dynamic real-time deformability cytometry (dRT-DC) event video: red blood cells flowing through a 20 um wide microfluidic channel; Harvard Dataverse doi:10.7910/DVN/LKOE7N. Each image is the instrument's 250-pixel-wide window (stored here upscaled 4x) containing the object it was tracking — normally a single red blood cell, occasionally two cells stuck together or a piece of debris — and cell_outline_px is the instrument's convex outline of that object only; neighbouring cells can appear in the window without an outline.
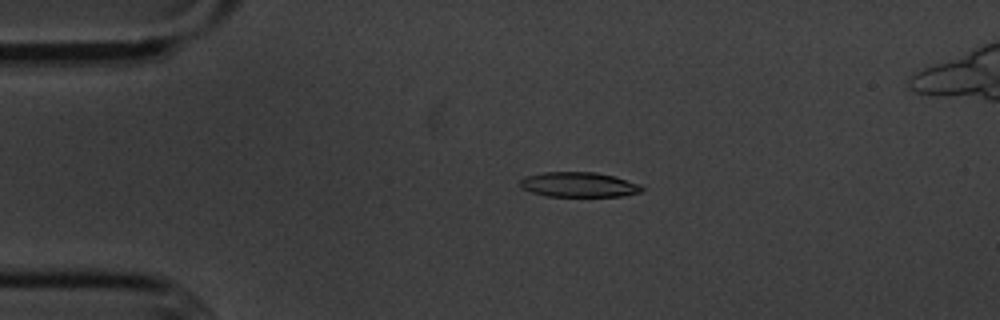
{"species": "common noctule bat (a hibernating species)", "species_latin": "Nyctalus noctula", "temperature_condition": "cold", "stored_images_in_passage": 55, "camera_frame_rate_fps": 3000, "um_per_image_px": 0.085, "animal": {"sex": "male", "body_mass_g": 20.1, "forearm_length_mm": 53.5}, "frame": {"image": 1, "passage_image": 12, "time_ms": 3.667, "image_size_px": [1000, 320], "cell_outline_px": [[644, 188], [640, 192], [624, 196], [544, 196], [520, 188], [520, 180], [524, 176], [544, 172], [596, 172], [612, 176], [640, 184]], "centroid_in_image_um": [49.16, 15.69], "position_along_channel_um": 35.8, "area_um2": 17.69}}
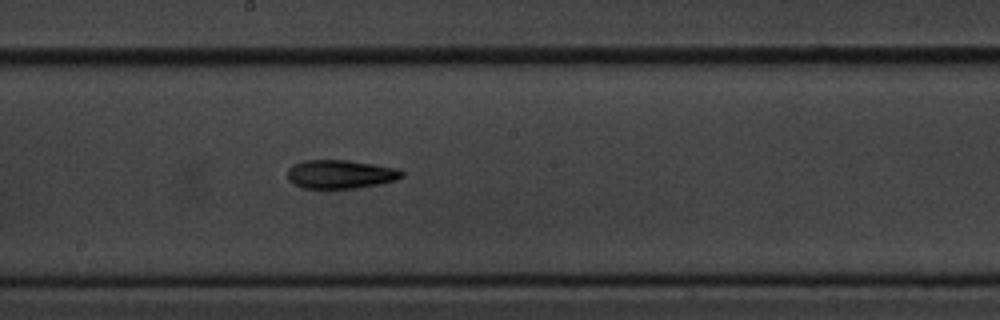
{"frame": {"image": 2, "passage_image": 30, "time_ms": 9.667, "image_size_px": [1000, 320], "cell_outline_px": [[404, 176], [396, 180], [380, 184], [352, 188], [304, 188], [288, 180], [288, 168], [292, 164], [304, 160], [348, 160], [400, 168], [404, 172]], "centroid_in_image_um": [28.97, 14.79], "position_along_channel_um": 219.2, "area_um2": 19.19}}
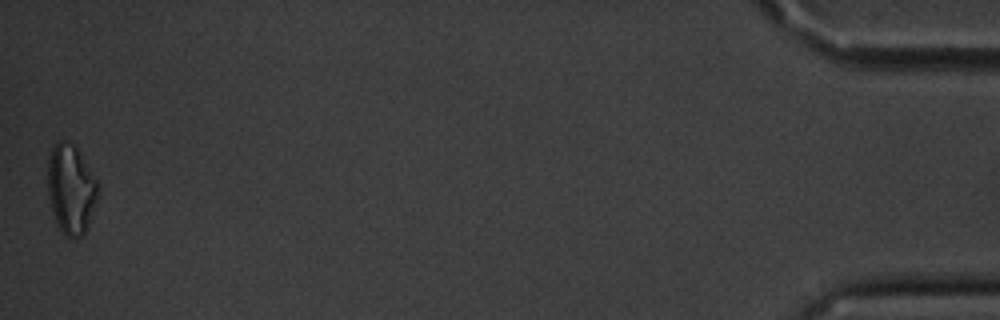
{"frame": {"image": 3, "passage_image": 55, "time_ms": 18.0, "image_size_px": [1000, 320], "cell_outline_px": [[100, 196], [84, 236], [64, 236], [52, 212], [48, 196], [48, 160], [52, 148], [60, 140], [64, 140], [76, 144], [96, 180]], "centroid_in_image_um": [6.06, 16.07], "position_along_channel_um": 429.1, "area_um2": 26.41}, "authors_computed_cell_mechanics": {"area_um2": 18.7272, "velocity_mm_per_s": 3.6245, "shape_relaxation_time_tau1_ms": 7.1712, "shape_relaxation_time_tau2_ms": 11.2733, "deformation_change_tau1": 0.1778, "deformation_change_tau2": 0.2623}}